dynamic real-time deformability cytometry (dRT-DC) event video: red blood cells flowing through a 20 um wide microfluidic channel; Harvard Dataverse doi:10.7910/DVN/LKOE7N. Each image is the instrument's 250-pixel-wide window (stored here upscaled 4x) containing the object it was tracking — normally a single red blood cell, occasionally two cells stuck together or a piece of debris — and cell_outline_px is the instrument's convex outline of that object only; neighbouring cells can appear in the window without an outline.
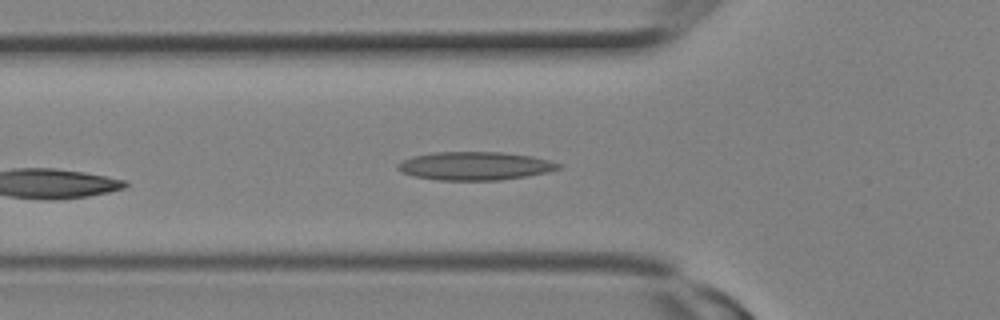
{"species": "Egyptian fruit bat (a non-hibernating species)", "species_latin": "Rousettus aegyptiacus", "temperature_condition": "room temperature", "stored_images_in_passage": 8, "camera_frame_rate_fps": 3000, "um_per_image_px": 0.085, "animal": {"sex": "female"}, "frame": {"image": 1, "passage_image": 8, "time_ms": 2.333, "image_size_px": [1000, 320], "cell_outline_px": [[560, 168], [548, 172], [500, 180], [436, 180], [412, 176], [400, 172], [396, 168], [396, 164], [412, 156], [436, 152], [504, 152], [532, 156], [552, 160], [560, 164]], "centroid_in_image_um": [40.34, 14.1], "position_along_channel_um": 85.5, "area_um2": 26.65}}